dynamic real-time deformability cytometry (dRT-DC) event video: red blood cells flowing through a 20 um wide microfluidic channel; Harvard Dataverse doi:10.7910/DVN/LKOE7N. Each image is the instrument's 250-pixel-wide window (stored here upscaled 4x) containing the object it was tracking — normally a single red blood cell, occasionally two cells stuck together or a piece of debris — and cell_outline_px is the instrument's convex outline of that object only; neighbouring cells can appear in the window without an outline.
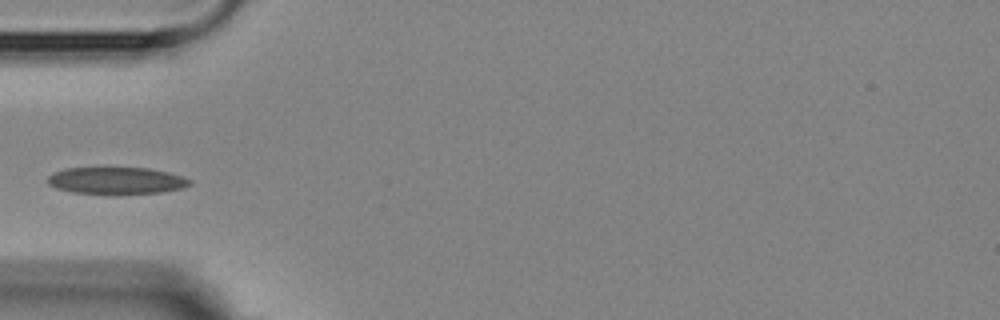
{"species": "Egyptian fruit bat (a non-hibernating species)", "species_latin": "Rousettus aegyptiacus", "temperature_condition": "room temperature", "stored_images_in_passage": 4, "camera_frame_rate_fps": 3000, "um_per_image_px": 0.085, "animal": {"sex": "female"}, "frame": {"image": 1, "passage_image": 4, "time_ms": 3.667, "image_size_px": [1000, 320], "cell_outline_px": [[192, 184], [180, 188], [160, 192], [72, 192], [56, 188], [48, 184], [48, 176], [64, 168], [100, 164], [148, 168], [168, 172], [192, 180]], "centroid_in_image_um": [9.83, 15.26], "position_along_channel_um": 75.2, "area_um2": 22.66}}